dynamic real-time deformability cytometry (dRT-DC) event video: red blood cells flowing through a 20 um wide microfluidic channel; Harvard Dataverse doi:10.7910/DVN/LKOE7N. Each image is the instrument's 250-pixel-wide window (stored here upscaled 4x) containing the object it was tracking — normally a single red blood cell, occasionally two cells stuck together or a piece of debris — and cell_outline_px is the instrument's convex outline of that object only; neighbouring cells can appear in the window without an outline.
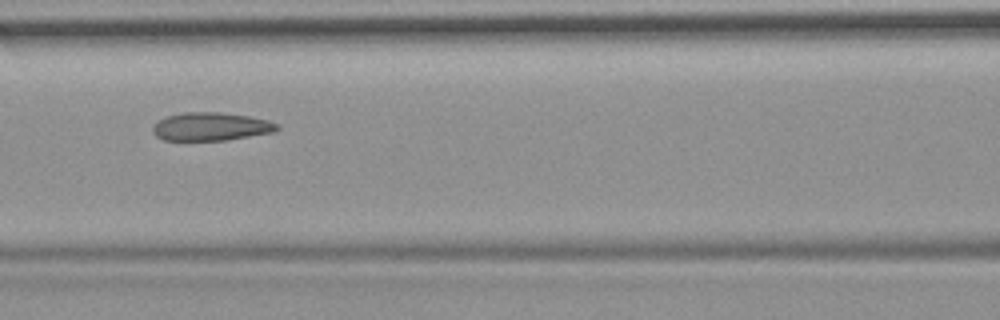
{"species": "common noctule bat (a hibernating species)", "species_latin": "Nyctalus noctula", "temperature_condition": "room temperature", "stored_images_in_passage": 54, "camera_frame_rate_fps": 3000, "um_per_image_px": 0.085, "animal": {"sex": "female", "body_mass_g": 19.9}, "frame": {"image": 1, "passage_image": 24, "time_ms": 7.667, "image_size_px": [1000, 320], "cell_outline_px": [[280, 128], [276, 132], [224, 140], [164, 140], [156, 136], [152, 132], [152, 128], [160, 120], [168, 116], [184, 112], [220, 112], [248, 116], [268, 120], [280, 124]], "centroid_in_image_um": [17.98, 10.76], "position_along_channel_um": 148.6, "area_um2": 20.4}, "authors_computed_cell_mechanics": {"area_um2": 21.5594, "velocity_mm_per_s": 3.7003, "shape_relaxation_time_tau1_ms": null, "shape_relaxation_time_tau2_ms": 1.8721, "deformation_change_tau1": null, "deformation_change_tau2": 0.0941}}